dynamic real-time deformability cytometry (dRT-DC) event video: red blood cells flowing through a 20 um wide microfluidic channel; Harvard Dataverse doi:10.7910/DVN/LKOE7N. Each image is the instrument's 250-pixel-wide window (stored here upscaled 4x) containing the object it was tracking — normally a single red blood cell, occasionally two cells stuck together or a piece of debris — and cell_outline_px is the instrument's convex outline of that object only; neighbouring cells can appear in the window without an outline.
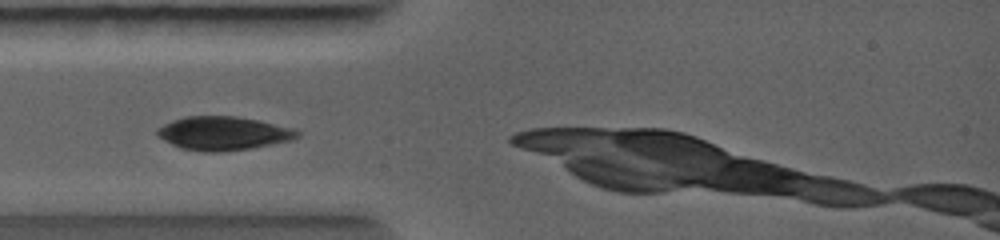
{"species": "common noctule bat (a hibernating species)", "species_latin": "Nyctalus noctula", "temperature_condition": "warm", "stored_images_in_passage": 7, "camera_frame_rate_fps": 5000, "um_per_image_px": 0.085, "animal": {"sex": "female", "body_mass_g": 19.0, "forearm_length_mm": 56.7}, "frame": {"image": 1, "passage_image": 2, "time_ms": 0.4, "image_size_px": [1000, 240], "cell_outline_px": [[300, 136], [292, 140], [248, 148], [220, 152], [204, 152], [180, 148], [156, 136], [156, 128], [172, 120], [184, 116], [236, 116], [296, 128], [300, 132]], "centroid_in_image_um": [18.96, 11.32], "position_along_channel_um": 66.0, "area_um2": 27.51}}
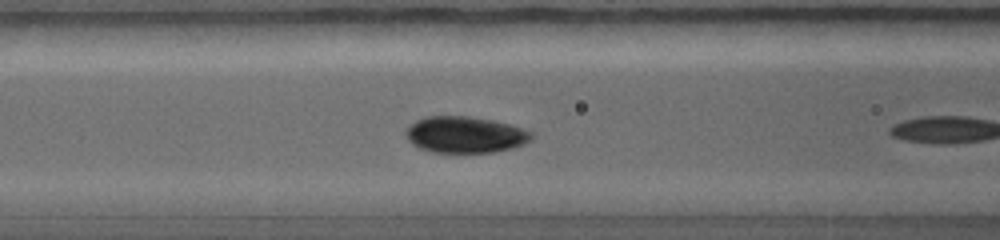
{"frame": {"image": 2, "passage_image": 5, "time_ms": 1.4, "image_size_px": [1000, 240], "cell_outline_px": [[532, 140], [524, 144], [512, 148], [496, 152], [432, 152], [420, 148], [412, 144], [408, 140], [404, 132], [416, 120], [428, 116], [468, 116], [492, 120], [512, 124], [532, 132]], "centroid_in_image_um": [39.56, 11.45], "position_along_channel_um": 127.0, "area_um2": 26.7}}